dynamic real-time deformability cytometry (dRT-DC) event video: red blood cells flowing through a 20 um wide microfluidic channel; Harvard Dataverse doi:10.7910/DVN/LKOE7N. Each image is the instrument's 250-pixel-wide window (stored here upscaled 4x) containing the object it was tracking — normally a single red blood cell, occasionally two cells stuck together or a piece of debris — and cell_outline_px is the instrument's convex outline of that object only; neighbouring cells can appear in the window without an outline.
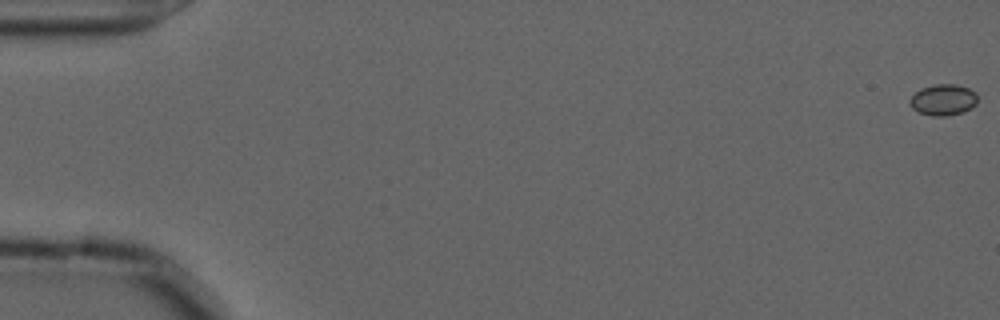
{"species": "common noctule bat (a hibernating species)", "species_latin": "Nyctalus noctula", "temperature_condition": "cold", "stored_images_in_passage": 57, "camera_frame_rate_fps": 3000, "um_per_image_px": 0.085, "animal": {"sex": "male", "forearm_length_mm": 52.5}, "frame": {"image": 1, "passage_image": 1, "time_ms": 0.0, "image_size_px": [1000, 320], "cell_outline_px": [[976, 104], [972, 108], [964, 112], [948, 116], [932, 116], [920, 112], [912, 108], [908, 100], [920, 88], [936, 84], [956, 84], [968, 88], [976, 92]], "centroid_in_image_um": [80.18, 8.49], "position_along_channel_um": 4.8, "area_um2": 12.37}}
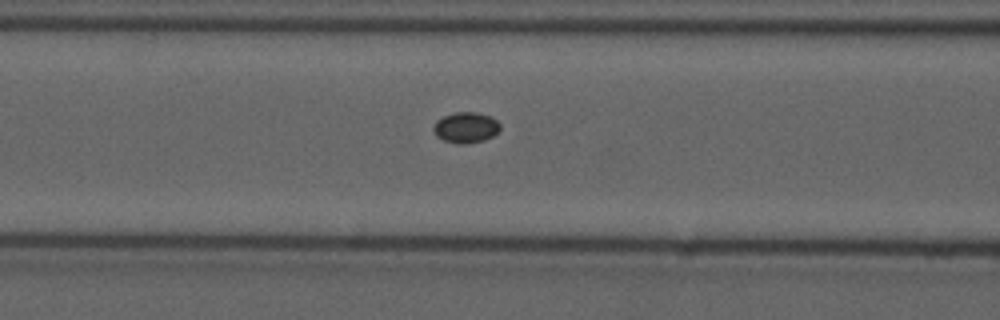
{"frame": {"image": 2, "passage_image": 24, "time_ms": 7.667, "image_size_px": [1000, 320], "cell_outline_px": [[500, 128], [492, 136], [484, 140], [464, 144], [456, 144], [444, 140], [436, 136], [432, 128], [436, 120], [444, 116], [456, 112], [476, 112], [492, 116], [500, 124]], "centroid_in_image_um": [39.58, 10.83], "position_along_channel_um": 127.0, "area_um2": 11.96}}
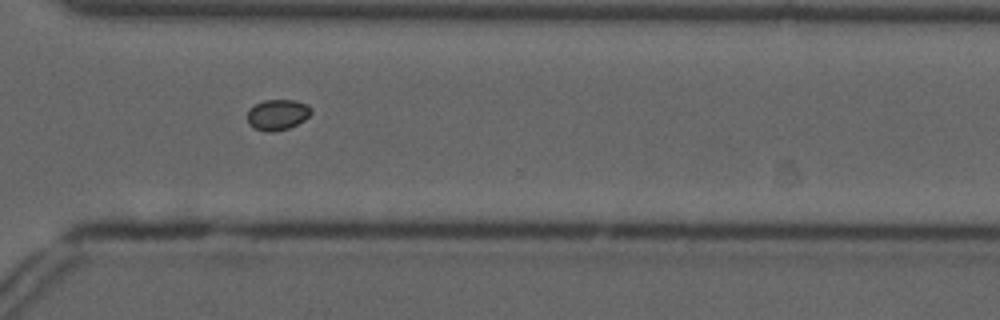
{"frame": {"image": 3, "passage_image": 42, "time_ms": 13.667, "image_size_px": [1000, 320], "cell_outline_px": [[312, 112], [304, 120], [288, 128], [272, 132], [268, 132], [252, 128], [248, 124], [248, 108], [264, 100], [296, 100], [308, 104], [312, 108]], "centroid_in_image_um": [23.58, 9.74], "position_along_channel_um": 347.0, "area_um2": 11.5}}